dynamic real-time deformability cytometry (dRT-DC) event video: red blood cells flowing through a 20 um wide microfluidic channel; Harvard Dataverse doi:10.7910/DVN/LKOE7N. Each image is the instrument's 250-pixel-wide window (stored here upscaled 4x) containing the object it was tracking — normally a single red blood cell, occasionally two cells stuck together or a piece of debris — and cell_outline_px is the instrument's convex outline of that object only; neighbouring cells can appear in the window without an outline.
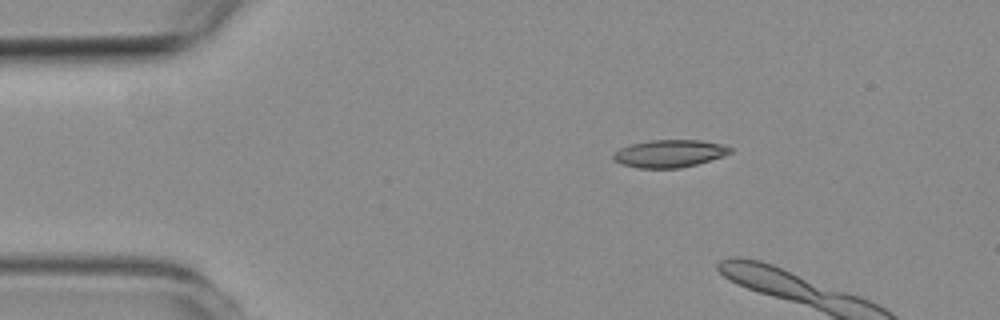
{"species": "common noctule bat (a hibernating species)", "species_latin": "Nyctalus noctula", "temperature_condition": "room temperature", "stored_images_in_passage": 3, "camera_frame_rate_fps": 3000, "um_per_image_px": 0.085, "animal": {"sex": "female", "body_mass_g": 19.3, "forearm_length_mm": 54.1}, "frame": {"image": 1, "passage_image": 1, "time_ms": 0.0, "image_size_px": [1000, 320], "cell_outline_px": [[732, 152], [696, 164], [680, 168], [640, 168], [620, 164], [612, 156], [612, 152], [620, 148], [632, 144], [648, 140], [700, 140], [720, 144], [732, 148]], "centroid_in_image_um": [56.85, 13.04], "position_along_channel_um": 28.2, "area_um2": 18.55}}